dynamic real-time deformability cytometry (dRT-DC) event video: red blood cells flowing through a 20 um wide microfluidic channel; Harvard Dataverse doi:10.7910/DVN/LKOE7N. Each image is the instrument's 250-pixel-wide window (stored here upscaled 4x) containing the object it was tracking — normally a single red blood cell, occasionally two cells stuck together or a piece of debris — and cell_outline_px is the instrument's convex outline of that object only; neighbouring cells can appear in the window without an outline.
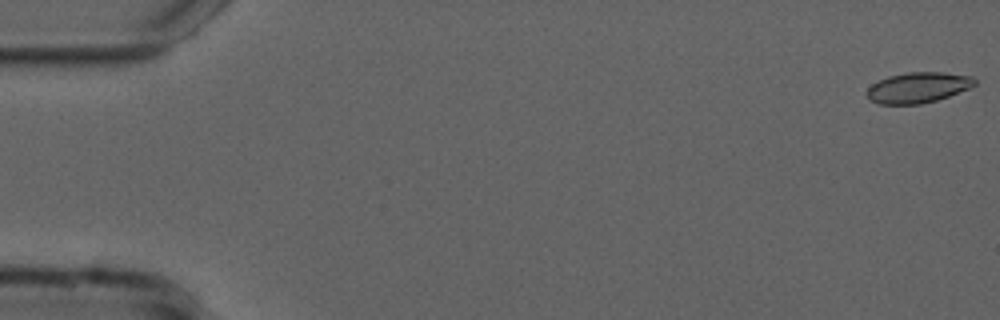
{"species": "common noctule bat (a hibernating species)", "species_latin": "Nyctalus noctula", "temperature_condition": "cold", "stored_images_in_passage": 55, "camera_frame_rate_fps": 3000, "um_per_image_px": 0.085, "animal": {"sex": "male", "forearm_length_mm": 52.5}, "frame": {"image": 1, "passage_image": 1, "time_ms": 0.0, "image_size_px": [1000, 320], "cell_outline_px": [[976, 84], [972, 88], [936, 100], [920, 104], [880, 104], [868, 100], [868, 88], [872, 84], [888, 76], [908, 72], [944, 72], [972, 76], [976, 80]], "centroid_in_image_um": [78.06, 7.44], "position_along_channel_um": 6.9, "area_um2": 19.25}}
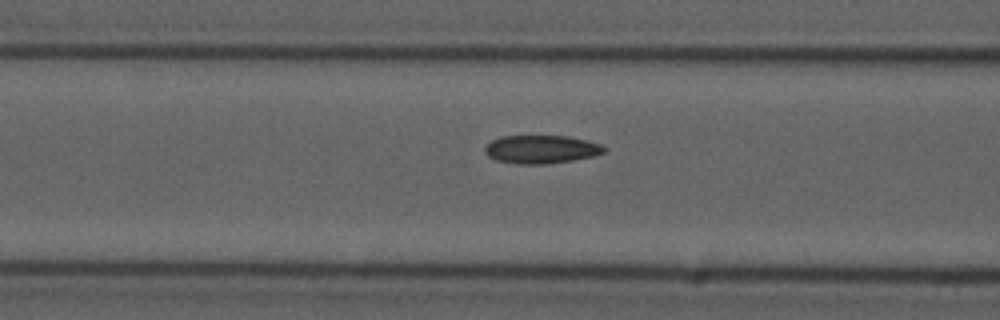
{"frame": {"image": 2, "passage_image": 22, "time_ms": 7.0, "image_size_px": [1000, 320], "cell_outline_px": [[608, 148], [604, 152], [596, 156], [548, 164], [516, 164], [496, 160], [488, 156], [484, 152], [484, 148], [492, 140], [504, 136], [568, 136], [588, 140], [600, 144]], "centroid_in_image_um": [46.03, 12.7], "position_along_channel_um": 120.6, "area_um2": 19.77}}
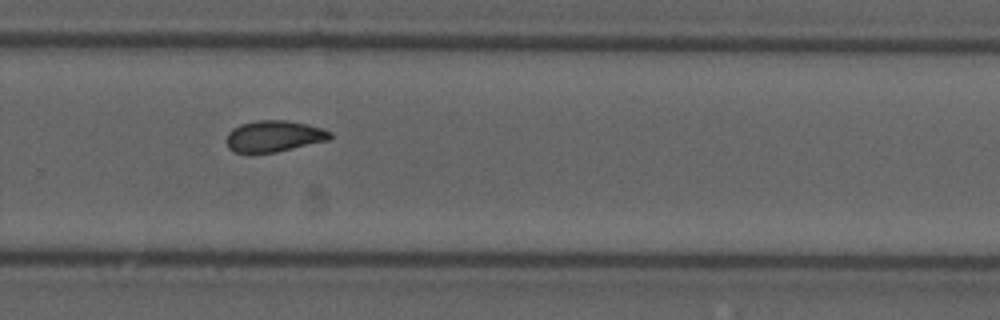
{"frame": {"image": 3, "passage_image": 37, "time_ms": 12.0, "image_size_px": [1000, 320], "cell_outline_px": [[332, 136], [328, 140], [276, 152], [232, 152], [228, 148], [228, 132], [232, 128], [240, 124], [256, 120], [288, 120], [308, 124], [332, 132]], "centroid_in_image_um": [23.29, 11.56], "position_along_channel_um": 306.5, "area_um2": 18.79}, "authors_computed_cell_mechanics": {"area_um2": 19.2474, "velocity_mm_per_s": 3.7297, "shape_relaxation_time_tau1_ms": 9.5046, "shape_relaxation_time_tau2_ms": 2.2052, "deformation_change_tau1": 0.1715, "deformation_change_tau2": 0.0637}}